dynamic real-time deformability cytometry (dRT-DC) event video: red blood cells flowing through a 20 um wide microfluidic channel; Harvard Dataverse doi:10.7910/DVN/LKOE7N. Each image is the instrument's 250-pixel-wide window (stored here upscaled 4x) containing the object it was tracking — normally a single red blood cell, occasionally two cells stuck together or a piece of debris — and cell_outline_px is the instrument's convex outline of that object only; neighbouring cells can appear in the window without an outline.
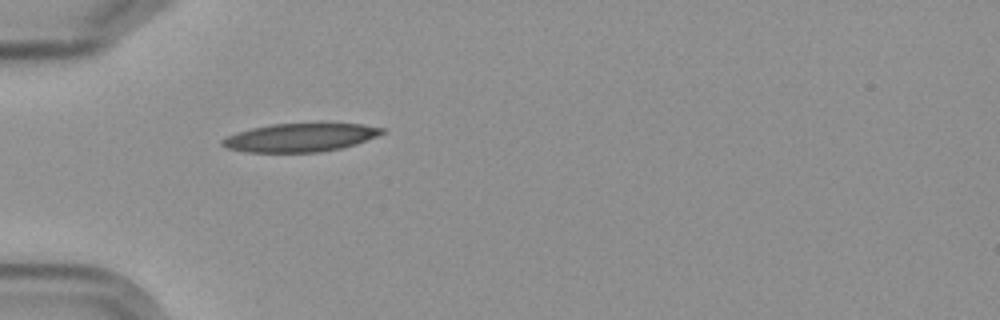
{"species": "Egyptian fruit bat (a non-hibernating species)", "species_latin": "Rousettus aegyptiacus", "temperature_condition": "cold", "stored_images_in_passage": 5, "camera_frame_rate_fps": 3000, "um_per_image_px": 0.085, "frame": {"image": 1, "passage_image": 5, "time_ms": 4.667, "image_size_px": [1000, 320], "cell_outline_px": [[384, 132], [376, 136], [356, 144], [340, 148], [316, 152], [244, 152], [228, 148], [220, 144], [220, 140], [236, 132], [252, 128], [272, 124], [360, 124], [384, 128]], "centroid_in_image_um": [25.47, 11.69], "position_along_channel_um": 59.5, "area_um2": 26.07}}